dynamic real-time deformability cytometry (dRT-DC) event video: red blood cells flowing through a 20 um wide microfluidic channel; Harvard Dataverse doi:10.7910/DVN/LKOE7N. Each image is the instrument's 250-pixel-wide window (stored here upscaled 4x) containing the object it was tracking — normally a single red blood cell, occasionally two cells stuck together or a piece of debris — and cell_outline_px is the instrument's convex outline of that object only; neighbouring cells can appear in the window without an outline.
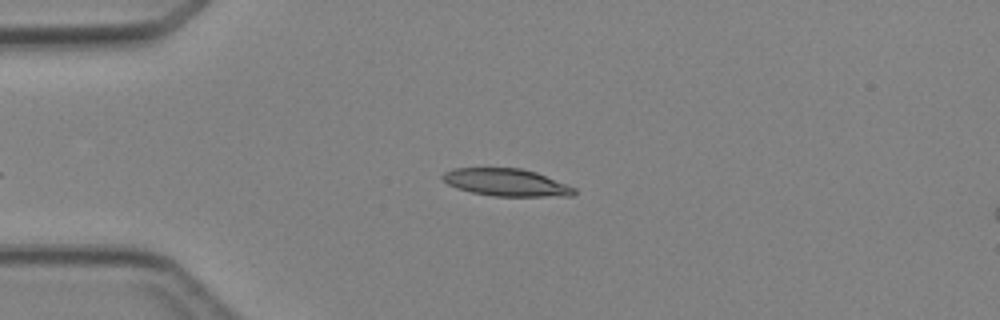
{"species": "Egyptian fruit bat (a non-hibernating species)", "species_latin": "Rousettus aegyptiacus", "temperature_condition": "cold", "stored_images_in_passage": 3, "camera_frame_rate_fps": 3000, "um_per_image_px": 0.085, "animal": {"sex": "female"}, "frame": {"image": 1, "passage_image": 1, "time_ms": 0.0, "image_size_px": [1000, 320], "cell_outline_px": [[576, 192], [572, 196], [496, 196], [472, 192], [456, 188], [448, 184], [440, 176], [444, 172], [452, 168], [520, 168], [536, 172], [576, 188]], "centroid_in_image_um": [43.02, 15.5], "position_along_channel_um": 42.0, "area_um2": 20.92}}
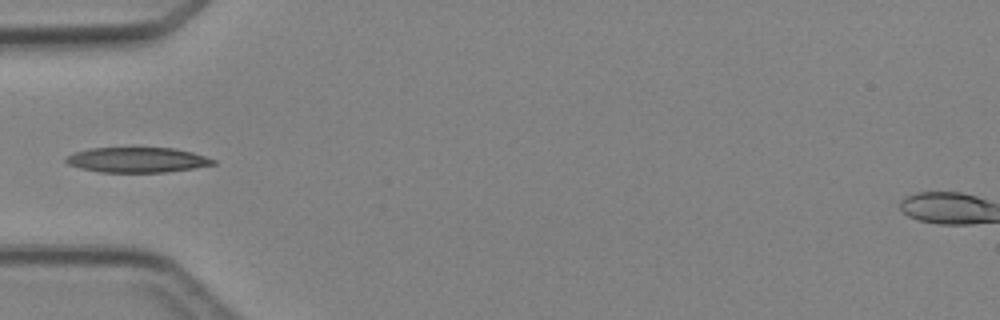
{"frame": {"image": 2, "passage_image": 2, "time_ms": 1.333, "image_size_px": [1000, 320], "cell_outline_px": [[216, 164], [192, 168], [164, 172], [100, 172], [80, 168], [68, 164], [64, 160], [64, 156], [72, 152], [88, 148], [176, 148], [192, 152], [216, 160]], "centroid_in_image_um": [11.6, 13.58], "position_along_channel_um": 73.4, "area_um2": 21.62}}
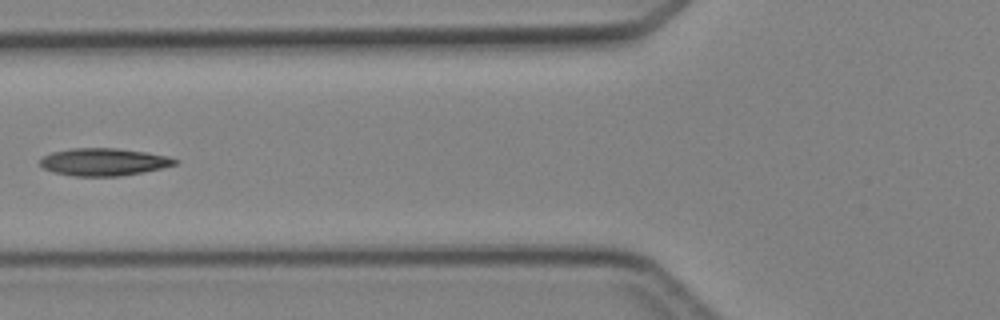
{"frame": {"image": 3, "passage_image": 3, "time_ms": 2.333, "image_size_px": [1000, 320], "cell_outline_px": [[180, 160], [176, 164], [160, 168], [120, 176], [72, 176], [56, 172], [44, 168], [40, 164], [40, 160], [44, 156], [52, 152], [72, 148], [116, 148], [144, 152], [168, 156]], "centroid_in_image_um": [8.82, 13.76], "position_along_channel_um": 117.0, "area_um2": 21.33}}